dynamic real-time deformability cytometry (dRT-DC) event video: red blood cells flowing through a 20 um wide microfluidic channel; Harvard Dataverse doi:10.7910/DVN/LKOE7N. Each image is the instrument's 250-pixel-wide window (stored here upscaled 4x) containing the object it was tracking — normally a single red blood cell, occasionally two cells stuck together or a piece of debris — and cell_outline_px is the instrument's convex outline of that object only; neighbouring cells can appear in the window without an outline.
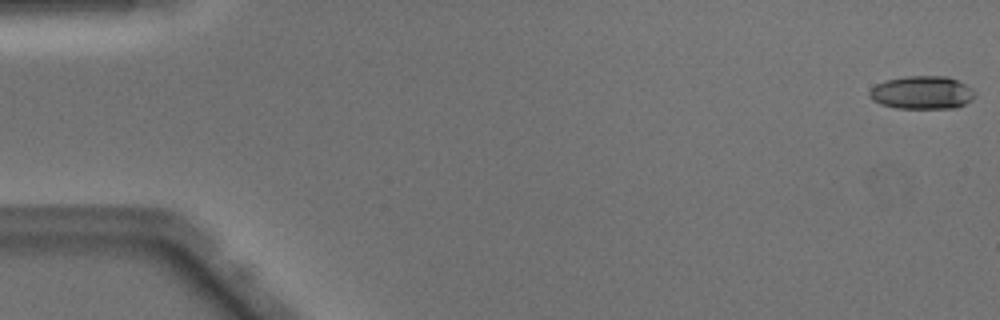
{"species": "Egyptian fruit bat (a non-hibernating species)", "species_latin": "Rousettus aegyptiacus", "temperature_condition": "warm", "stored_images_in_passage": 49, "camera_frame_rate_fps": 3000, "um_per_image_px": 0.085, "animal": {"sex": "male"}, "frame": {"image": 1, "passage_image": 1, "time_ms": 0.0, "image_size_px": [1000, 320], "cell_outline_px": [[976, 96], [972, 100], [956, 108], [896, 108], [880, 104], [872, 100], [868, 96], [868, 92], [876, 84], [884, 80], [904, 76], [948, 76], [972, 88], [976, 92]], "centroid_in_image_um": [78.36, 7.87], "position_along_channel_um": 6.6, "area_um2": 20.58}}
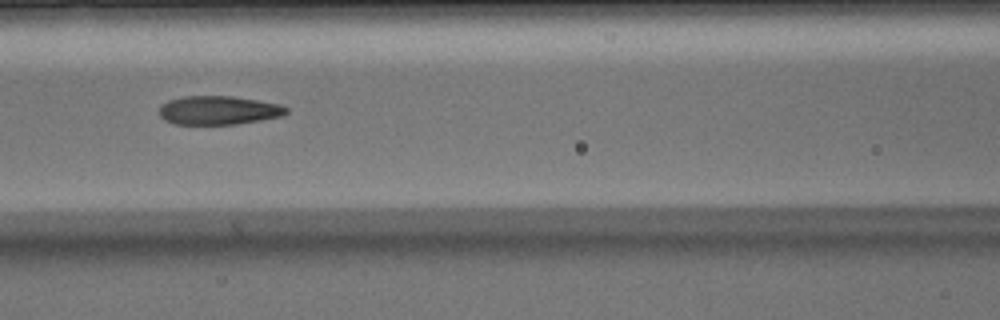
{"frame": {"image": 2, "passage_image": 22, "time_ms": 7.0, "image_size_px": [1000, 320], "cell_outline_px": [[288, 112], [284, 116], [236, 124], [176, 124], [164, 120], [160, 116], [160, 104], [168, 100], [184, 96], [232, 96], [280, 104], [288, 108]], "centroid_in_image_um": [18.58, 9.37], "position_along_channel_um": 148.0, "area_um2": 21.33}}
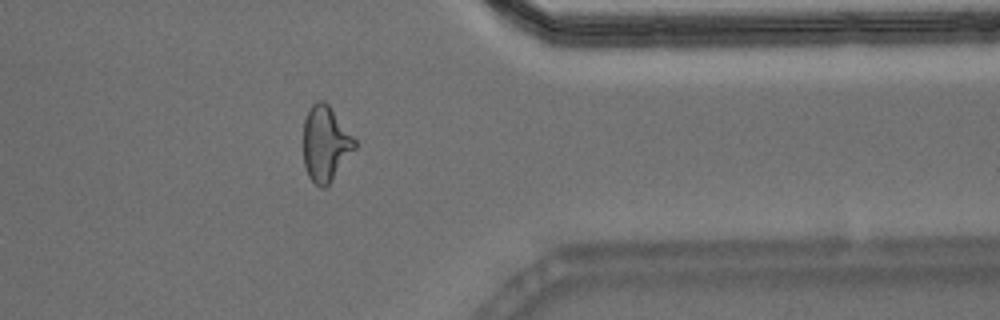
{"frame": {"image": 3, "passage_image": 40, "time_ms": 13.0, "image_size_px": [1000, 320], "cell_outline_px": [[356, 148], [328, 184], [324, 188], [320, 188], [308, 176], [304, 164], [304, 120], [312, 104], [316, 100], [324, 100], [328, 104], [356, 140]], "centroid_in_image_um": [27.66, 12.2], "position_along_channel_um": 383.7, "area_um2": 22.25}, "authors_computed_cell_mechanics": {"area_um2": 21.6172, "velocity_mm_per_s": 4.1193, "shape_relaxation_time_tau1_ms": 10.2102, "shape_relaxation_time_tau2_ms": 1.7029, "deformation_change_tau1": 0.2998, "deformation_change_tau2": 0.111}}